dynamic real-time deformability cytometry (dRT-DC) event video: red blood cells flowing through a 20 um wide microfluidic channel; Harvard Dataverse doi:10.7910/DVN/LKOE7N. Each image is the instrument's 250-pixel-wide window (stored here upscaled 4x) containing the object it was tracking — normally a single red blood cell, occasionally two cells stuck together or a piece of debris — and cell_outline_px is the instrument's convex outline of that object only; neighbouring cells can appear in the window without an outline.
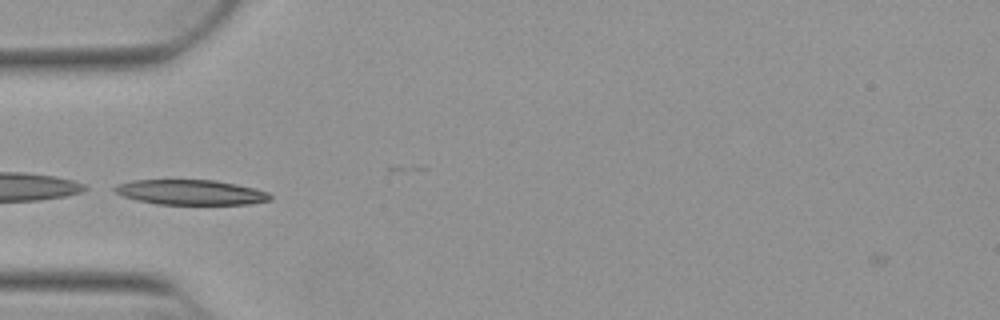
{"species": "Egyptian fruit bat (a non-hibernating species)", "species_latin": "Rousettus aegyptiacus", "temperature_condition": "warm", "stored_images_in_passage": 36, "camera_frame_rate_fps": 3000, "um_per_image_px": 0.085, "animal": {"sex": "female"}, "frame": {"image": 1, "passage_image": 1, "time_ms": 0.0, "image_size_px": [1000, 320], "cell_outline_px": [[272, 200], [248, 204], [156, 204], [136, 200], [124, 196], [116, 192], [112, 188], [116, 184], [132, 180], [216, 180], [236, 184], [268, 192], [272, 196]], "centroid_in_image_um": [16.2, 16.34], "position_along_channel_um": 68.8, "area_um2": 22.66}, "authors_computed_cell_mechanics": {"area_um2": 22.2241, "velocity_mm_per_s": 3.8427, "shape_relaxation_time_tau1_ms": 9.8376, "shape_relaxation_time_tau2_ms": null, "deformation_change_tau1": 0.1583, "deformation_change_tau2": null}}